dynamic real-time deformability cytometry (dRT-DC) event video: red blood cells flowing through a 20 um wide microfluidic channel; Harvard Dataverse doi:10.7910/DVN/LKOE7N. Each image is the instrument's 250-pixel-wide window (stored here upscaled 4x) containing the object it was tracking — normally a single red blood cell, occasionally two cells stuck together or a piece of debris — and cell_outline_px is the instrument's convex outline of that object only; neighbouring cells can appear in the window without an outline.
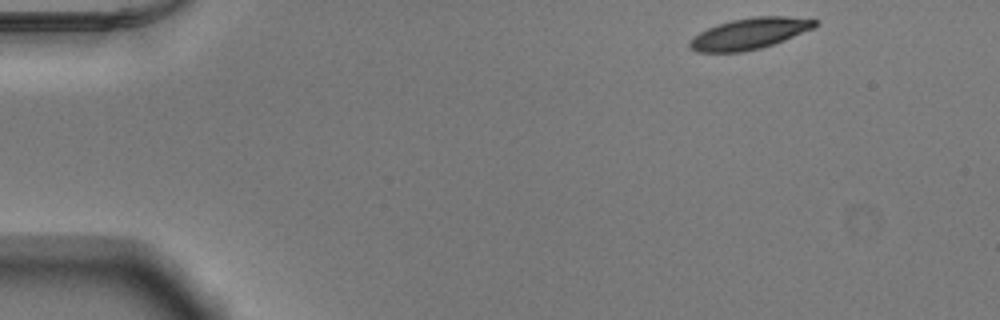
{"species": "Egyptian fruit bat (a non-hibernating species)", "species_latin": "Rousettus aegyptiacus", "temperature_condition": "warm", "stored_images_in_passage": 47, "camera_frame_rate_fps": 3000, "um_per_image_px": 0.085, "animal": {"sex": "male"}, "frame": {"image": 1, "passage_image": 1, "time_ms": 0.0, "image_size_px": [1000, 320], "cell_outline_px": [[816, 24], [812, 28], [772, 44], [760, 48], [740, 52], [696, 52], [688, 44], [688, 40], [700, 32], [716, 24], [732, 20], [752, 16], [784, 16], [816, 20]], "centroid_in_image_um": [63.62, 2.85], "position_along_channel_um": 21.4, "area_um2": 22.31}}
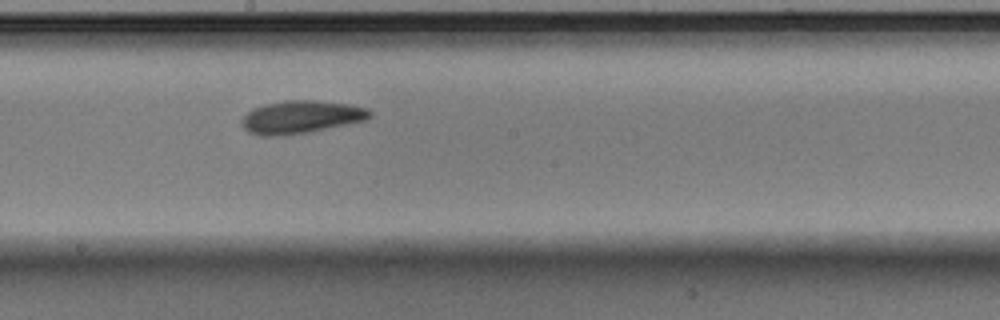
{"frame": {"image": 2, "passage_image": 24, "time_ms": 7.667, "image_size_px": [1000, 320], "cell_outline_px": [[372, 116], [364, 120], [308, 132], [284, 136], [260, 136], [248, 132], [240, 124], [240, 120], [252, 108], [264, 104], [284, 100], [316, 100], [352, 104], [368, 108], [372, 112]], "centroid_in_image_um": [25.55, 9.94], "position_along_channel_um": 222.6, "area_um2": 24.74}}
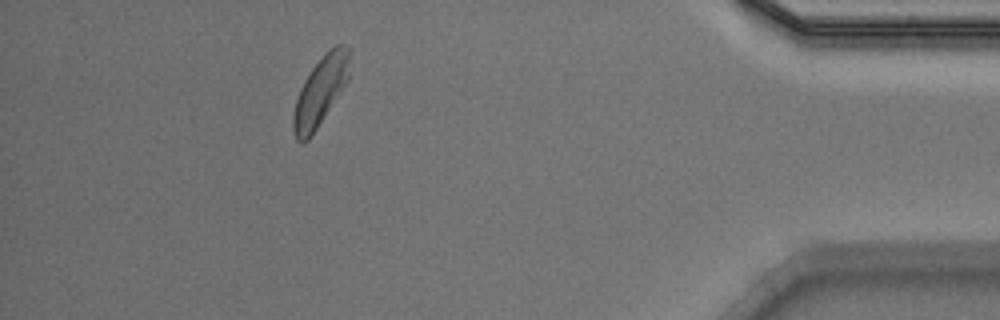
{"frame": {"image": 3, "passage_image": 42, "time_ms": 13.667, "image_size_px": [1000, 320], "cell_outline_px": [[352, 48], [348, 80], [308, 140], [300, 144], [296, 140], [292, 128], [292, 116], [296, 100], [300, 88], [304, 80], [312, 68], [336, 44], [344, 44]], "centroid_in_image_um": [27.24, 7.73], "position_along_channel_um": 408.0, "area_um2": 22.37}, "authors_computed_cell_mechanics": {"area_um2": 23.0044, "velocity_mm_per_s": 3.8704, "shape_relaxation_time_tau1_ms": 2.7652, "shape_relaxation_time_tau2_ms": null, "deformation_change_tau1": 0.1397, "deformation_change_tau2": null}}